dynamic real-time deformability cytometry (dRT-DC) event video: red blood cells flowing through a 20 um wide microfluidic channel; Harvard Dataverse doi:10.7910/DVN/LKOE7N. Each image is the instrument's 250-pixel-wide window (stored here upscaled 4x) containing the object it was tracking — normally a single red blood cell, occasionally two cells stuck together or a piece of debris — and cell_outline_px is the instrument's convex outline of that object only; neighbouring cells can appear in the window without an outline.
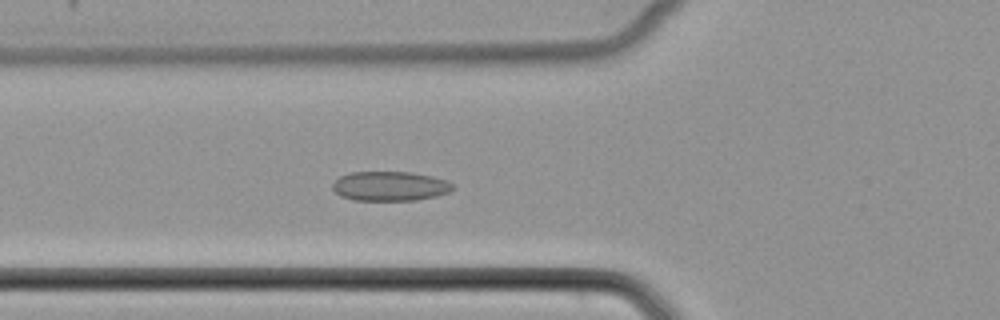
{"species": "common noctule bat (a hibernating species)", "species_latin": "Nyctalus noctula", "temperature_condition": "cold", "stored_images_in_passage": 52, "camera_frame_rate_fps": 3000, "um_per_image_px": 0.085, "animal": {"sex": "female", "body_mass_g": 22.7, "forearm_length_mm": 54.2}, "frame": {"image": 1, "passage_image": 20, "time_ms": 6.333, "image_size_px": [1000, 320], "cell_outline_px": [[456, 188], [448, 192], [436, 196], [416, 200], [352, 200], [340, 196], [332, 188], [332, 184], [340, 176], [348, 172], [412, 172], [432, 176], [444, 180], [452, 184]], "centroid_in_image_um": [33.13, 15.82], "position_along_channel_um": 92.7, "area_um2": 20.69}}
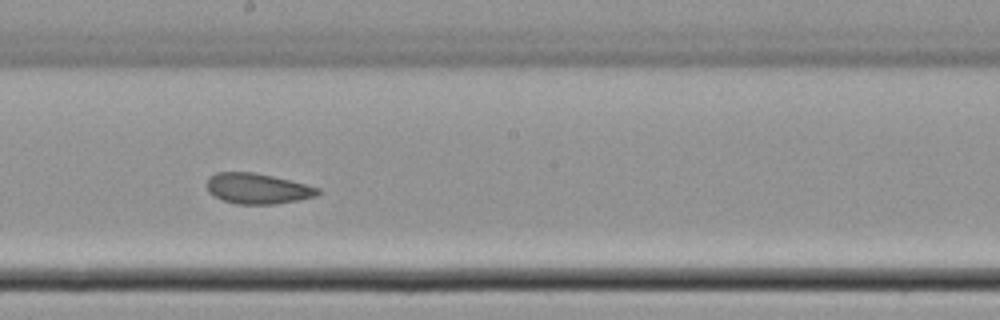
{"frame": {"image": 2, "passage_image": 30, "time_ms": 9.667, "image_size_px": [1000, 320], "cell_outline_px": [[320, 192], [316, 196], [276, 204], [236, 204], [224, 200], [208, 192], [208, 176], [216, 172], [256, 172], [320, 188]], "centroid_in_image_um": [21.87, 16.02], "position_along_channel_um": 226.3, "area_um2": 19.54}}
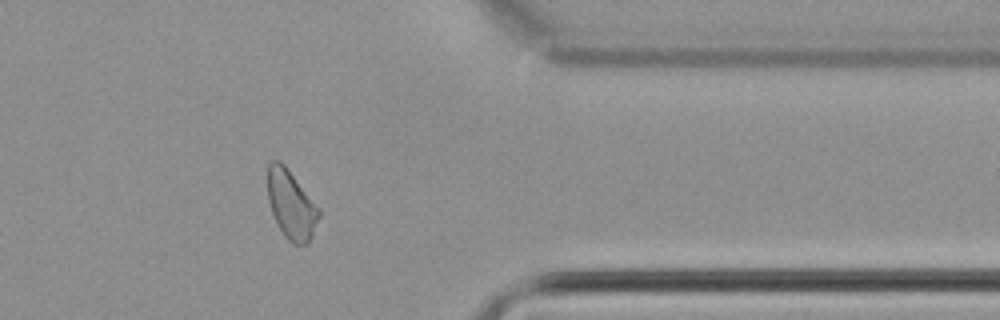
{"frame": {"image": 3, "passage_image": 43, "time_ms": 14.0, "image_size_px": [1000, 320], "cell_outline_px": [[320, 216], [308, 244], [292, 244], [284, 236], [276, 224], [268, 200], [268, 164], [272, 160], [280, 160], [284, 164], [320, 208]], "centroid_in_image_um": [24.75, 17.4], "position_along_channel_um": 386.6, "area_um2": 20.58}}